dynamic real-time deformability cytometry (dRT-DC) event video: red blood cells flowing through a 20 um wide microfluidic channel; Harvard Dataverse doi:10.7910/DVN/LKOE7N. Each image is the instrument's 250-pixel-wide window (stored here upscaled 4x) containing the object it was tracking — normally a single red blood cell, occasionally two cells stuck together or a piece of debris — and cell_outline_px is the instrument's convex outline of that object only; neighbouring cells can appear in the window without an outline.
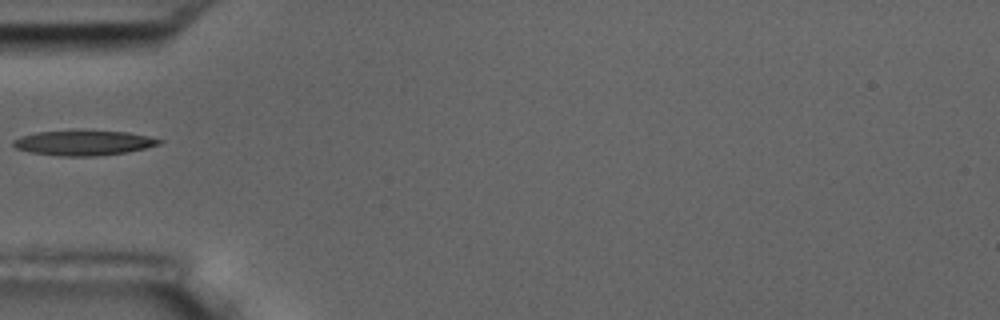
{"species": "common noctule bat (a hibernating species)", "species_latin": "Nyctalus noctula", "temperature_condition": "room temperature", "stored_images_in_passage": 36, "camera_frame_rate_fps": 3000, "um_per_image_px": 0.085, "animal": {"sex": "male", "body_mass_g": 17.5, "forearm_length_mm": 52.3}, "frame": {"image": 1, "passage_image": 1, "time_ms": 0.0, "image_size_px": [1000, 320], "cell_outline_px": [[164, 140], [160, 144], [144, 148], [124, 152], [96, 156], [60, 156], [28, 152], [16, 148], [12, 144], [12, 140], [20, 136], [36, 132], [128, 132], [148, 136]], "centroid_in_image_um": [7.07, 12.16], "position_along_channel_um": 77.9, "area_um2": 20.69}}
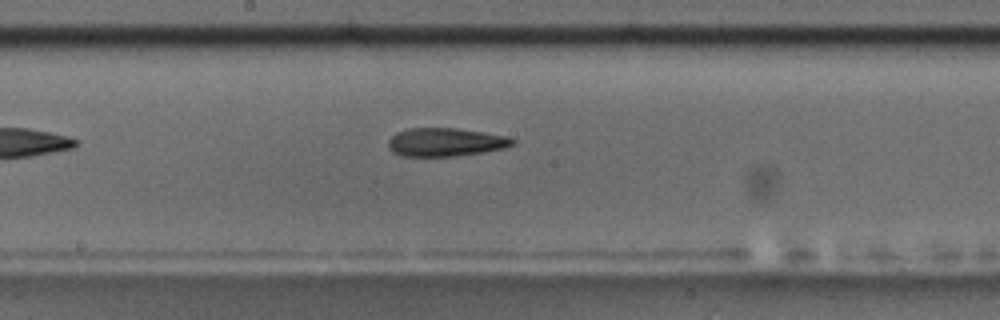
{"frame": {"image": 2, "passage_image": 12, "time_ms": 3.667, "image_size_px": [1000, 320], "cell_outline_px": [[516, 144], [504, 148], [484, 152], [456, 156], [400, 156], [392, 152], [388, 148], [388, 140], [396, 132], [408, 128], [456, 128], [484, 132], [508, 136], [516, 140]], "centroid_in_image_um": [37.87, 12.08], "position_along_channel_um": 210.3, "area_um2": 20.81}}
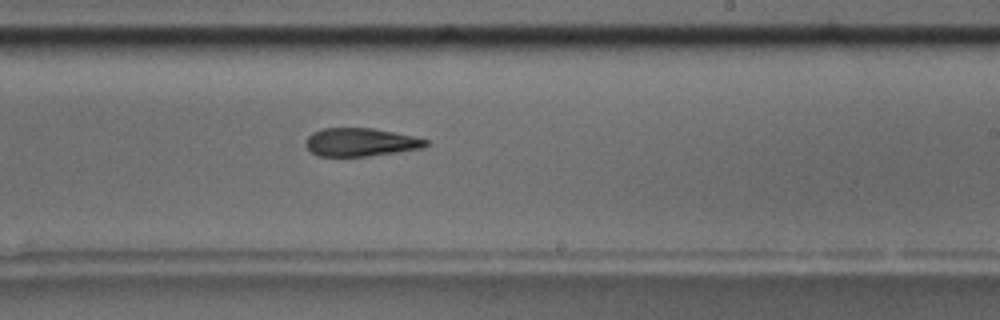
{"frame": {"image": 3, "passage_image": 16, "time_ms": 5.0, "image_size_px": [1000, 320], "cell_outline_px": [[428, 144], [424, 148], [368, 156], [320, 156], [312, 152], [304, 144], [308, 136], [312, 132], [320, 128], [372, 128], [412, 136], [428, 140]], "centroid_in_image_um": [30.62, 12.08], "position_along_channel_um": 258.4, "area_um2": 19.65}}